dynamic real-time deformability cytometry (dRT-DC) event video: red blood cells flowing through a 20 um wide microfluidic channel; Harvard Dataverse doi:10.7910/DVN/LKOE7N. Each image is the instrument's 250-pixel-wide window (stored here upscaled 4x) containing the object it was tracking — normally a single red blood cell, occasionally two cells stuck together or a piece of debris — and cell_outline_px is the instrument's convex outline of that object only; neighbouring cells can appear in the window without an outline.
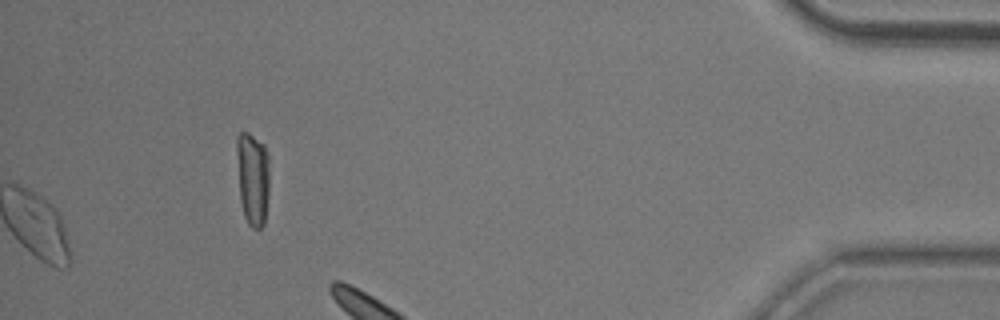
{"species": "common noctule bat (a hibernating species)", "species_latin": "Nyctalus noctula", "temperature_condition": "room temperature", "stored_images_in_passage": 40, "camera_frame_rate_fps": 3000, "um_per_image_px": 0.085, "animal": {"sex": "male", "body_mass_g": 20.5, "forearm_length_mm": 52.5}, "frame": {"image": 1, "passage_image": 40, "time_ms": 13.0, "image_size_px": [1000, 320], "cell_outline_px": [[268, 196], [264, 224], [260, 228], [252, 228], [248, 224], [244, 216], [240, 200], [236, 148], [236, 136], [240, 132], [248, 132], [264, 144], [268, 156]], "centroid_in_image_um": [21.47, 15.14], "position_along_channel_um": 413.7, "area_um2": 17.92}}